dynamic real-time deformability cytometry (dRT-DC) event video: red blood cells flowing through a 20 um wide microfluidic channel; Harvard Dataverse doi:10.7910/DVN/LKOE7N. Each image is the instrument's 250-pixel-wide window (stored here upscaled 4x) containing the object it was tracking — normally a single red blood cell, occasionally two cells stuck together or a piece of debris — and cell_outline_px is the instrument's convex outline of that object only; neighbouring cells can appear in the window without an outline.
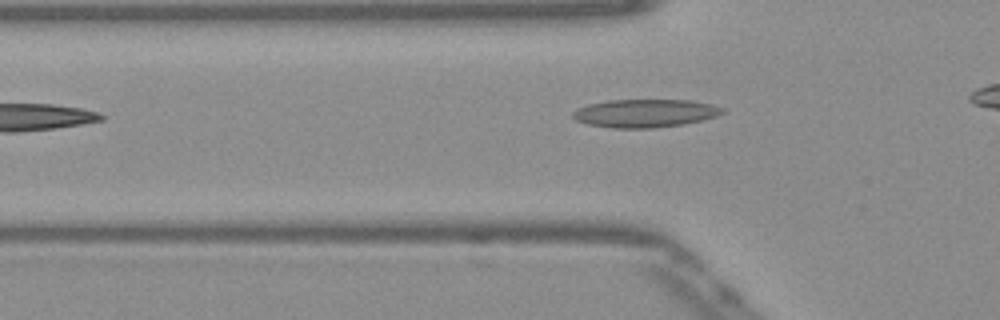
{"species": "Egyptian fruit bat (a non-hibernating species)", "species_latin": "Rousettus aegyptiacus", "temperature_condition": "warm", "stored_images_in_passage": 30, "camera_frame_rate_fps": 3000, "um_per_image_px": 0.085, "frame": {"image": 1, "passage_image": 4, "time_ms": 1.0, "image_size_px": [1000, 320], "cell_outline_px": [[724, 112], [716, 116], [684, 124], [652, 128], [612, 128], [588, 124], [576, 120], [572, 116], [572, 112], [576, 108], [588, 104], [608, 100], [692, 100], [712, 104], [724, 108]], "centroid_in_image_um": [54.81, 9.62], "position_along_channel_um": 71.0, "area_um2": 24.57}}
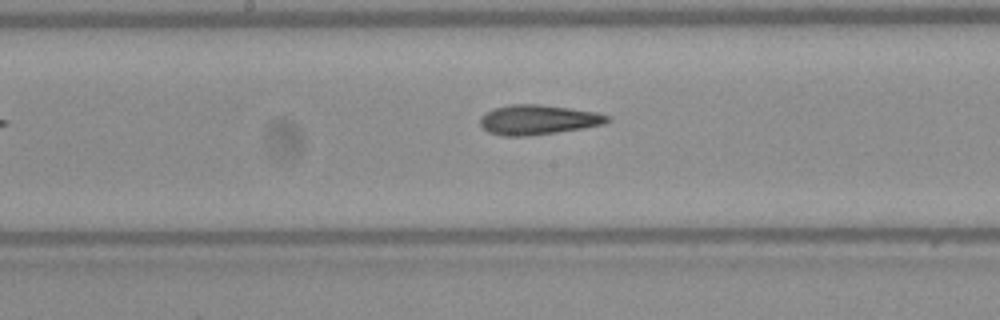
{"frame": {"image": 2, "passage_image": 14, "time_ms": 4.333, "image_size_px": [1000, 320], "cell_outline_px": [[612, 120], [604, 124], [584, 128], [528, 136], [504, 136], [488, 132], [480, 124], [480, 116], [496, 108], [512, 104], [540, 104], [596, 112], [608, 116]], "centroid_in_image_um": [45.75, 10.18], "position_along_channel_um": 202.5, "area_um2": 21.91}}
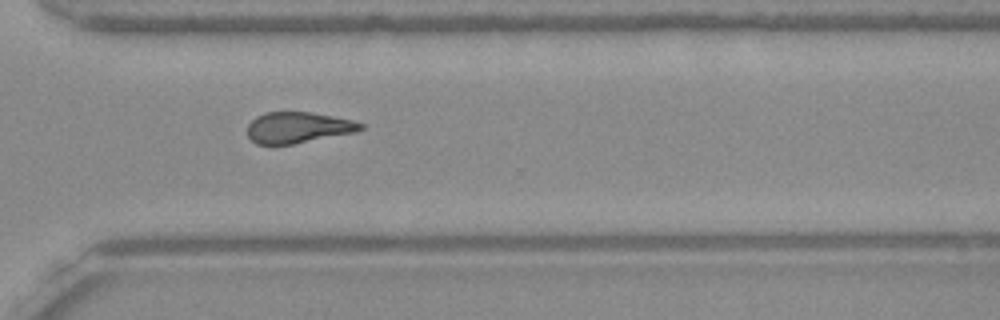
{"frame": {"image": 3, "passage_image": 25, "time_ms": 8.0, "image_size_px": [1000, 320], "cell_outline_px": [[364, 128], [356, 132], [292, 144], [256, 144], [248, 136], [248, 124], [256, 116], [264, 112], [312, 112], [352, 120], [364, 124]], "centroid_in_image_um": [25.33, 10.83], "position_along_channel_um": 345.3, "area_um2": 20.4}}